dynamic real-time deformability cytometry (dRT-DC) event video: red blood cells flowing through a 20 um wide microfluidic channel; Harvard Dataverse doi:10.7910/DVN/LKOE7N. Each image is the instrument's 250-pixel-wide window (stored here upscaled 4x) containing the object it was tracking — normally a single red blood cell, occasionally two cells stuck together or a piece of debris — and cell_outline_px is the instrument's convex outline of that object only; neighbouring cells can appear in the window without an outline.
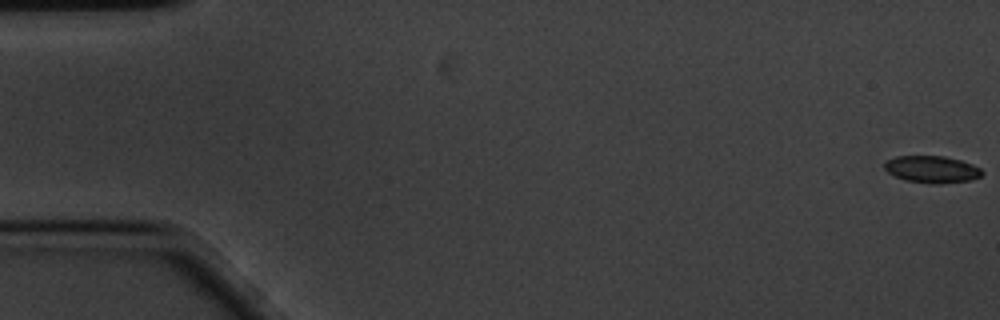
{"species": "common noctule bat (a hibernating species)", "species_latin": "Nyctalus noctula", "temperature_condition": "cold", "stored_images_in_passage": 18, "camera_frame_rate_fps": 3000, "um_per_image_px": 0.085, "animal": {"sex": "male", "body_mass_g": 20.1, "forearm_length_mm": 53.5}, "frame": {"image": 1, "passage_image": 1, "time_ms": 0.0, "image_size_px": [1000, 320], "cell_outline_px": [[984, 172], [980, 176], [968, 180], [940, 184], [932, 184], [908, 180], [896, 176], [888, 172], [884, 168], [884, 164], [888, 160], [896, 156], [944, 156], [960, 160], [972, 164], [980, 168]], "centroid_in_image_um": [79.22, 14.39], "position_along_channel_um": 5.8, "area_um2": 15.14}}